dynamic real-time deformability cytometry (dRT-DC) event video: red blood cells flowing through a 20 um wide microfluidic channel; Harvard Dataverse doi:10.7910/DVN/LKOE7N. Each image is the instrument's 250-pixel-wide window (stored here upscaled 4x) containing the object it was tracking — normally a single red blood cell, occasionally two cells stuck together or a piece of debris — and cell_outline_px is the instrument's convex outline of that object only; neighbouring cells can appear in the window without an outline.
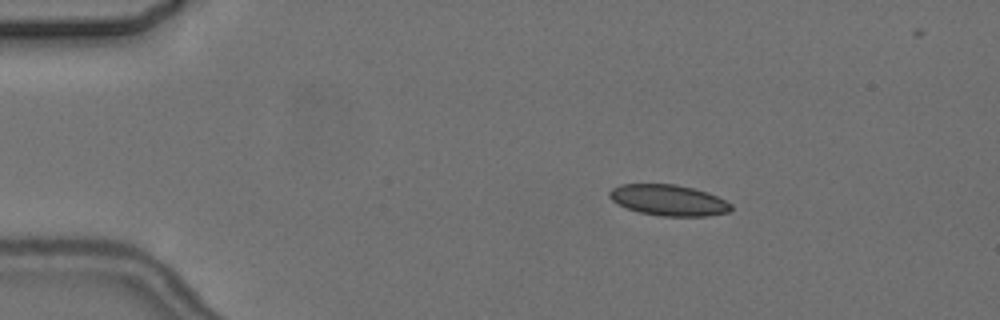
{"species": "common noctule bat (a hibernating species)", "species_latin": "Nyctalus noctula", "temperature_condition": "cold", "stored_images_in_passage": 5, "camera_frame_rate_fps": 3000, "um_per_image_px": 0.085, "animal": {"sex": "female", "body_mass_g": 24.6, "forearm_length_mm": 56.2}, "frame": {"image": 1, "passage_image": 2, "time_ms": 1.333, "image_size_px": [1000, 320], "cell_outline_px": [[732, 208], [728, 212], [708, 216], [660, 216], [640, 212], [616, 204], [608, 196], [608, 192], [612, 188], [620, 184], [676, 184], [708, 192], [732, 204]], "centroid_in_image_um": [56.8, 17.01], "position_along_channel_um": 28.2, "area_um2": 21.96}}